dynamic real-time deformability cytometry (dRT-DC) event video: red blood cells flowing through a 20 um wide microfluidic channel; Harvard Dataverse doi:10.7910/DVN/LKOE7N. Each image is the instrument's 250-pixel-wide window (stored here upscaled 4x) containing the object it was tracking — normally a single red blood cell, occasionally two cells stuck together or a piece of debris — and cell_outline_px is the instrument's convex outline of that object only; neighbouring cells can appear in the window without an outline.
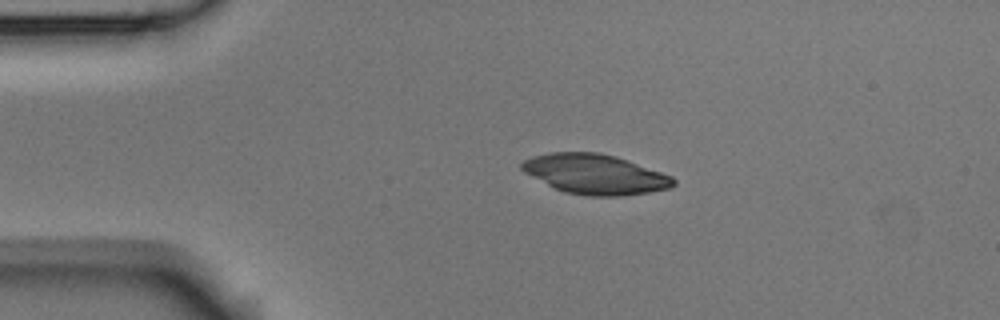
{"species": "Egyptian fruit bat (a non-hibernating species)", "species_latin": "Rousettus aegyptiacus", "temperature_condition": "room temperature", "stored_images_in_passage": 4, "camera_frame_rate_fps": 3000, "um_per_image_px": 0.085, "animal": {"sex": "male"}, "frame": {"image": 1, "passage_image": 2, "time_ms": 0.333, "image_size_px": [1000, 320], "cell_outline_px": [[676, 184], [668, 188], [648, 192], [620, 196], [588, 196], [564, 192], [524, 172], [520, 168], [520, 164], [524, 160], [532, 156], [552, 152], [600, 152], [616, 156], [628, 160], [672, 176], [676, 180]], "centroid_in_image_um": [50.59, 14.8], "position_along_channel_um": 34.4, "area_um2": 35.08}}